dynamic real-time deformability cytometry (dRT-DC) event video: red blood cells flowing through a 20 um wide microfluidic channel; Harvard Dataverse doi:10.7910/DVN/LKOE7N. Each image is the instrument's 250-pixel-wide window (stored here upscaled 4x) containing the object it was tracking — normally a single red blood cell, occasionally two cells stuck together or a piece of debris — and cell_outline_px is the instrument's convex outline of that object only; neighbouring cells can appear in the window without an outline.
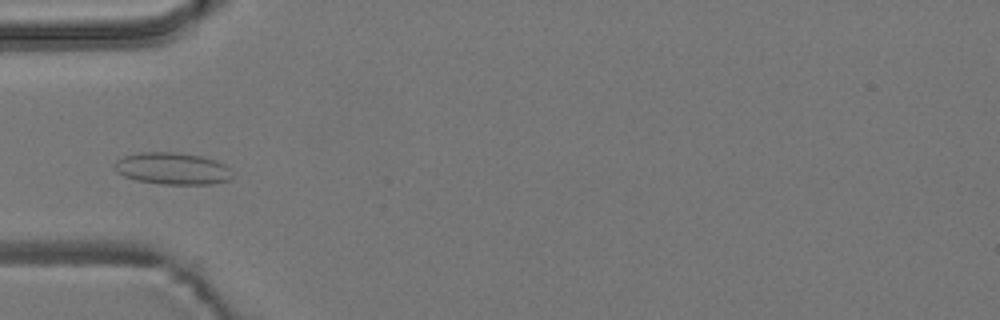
{"species": "common noctule bat (a hibernating species)", "species_latin": "Nyctalus noctula", "temperature_condition": "room temperature", "stored_images_in_passage": 7, "camera_frame_rate_fps": 3000, "um_per_image_px": 0.085, "animal": {"sex": "male", "body_mass_g": 19.2, "forearm_length_mm": 51.8}, "frame": {"image": 1, "passage_image": 5, "time_ms": 5.333, "image_size_px": [1000, 320], "cell_outline_px": [[232, 176], [228, 180], [212, 184], [164, 184], [136, 180], [124, 176], [116, 172], [112, 164], [116, 160], [124, 156], [140, 152], [176, 152], [200, 156], [216, 160], [224, 164], [228, 168]], "centroid_in_image_um": [14.61, 14.32], "position_along_channel_um": 70.4, "area_um2": 21.91}}
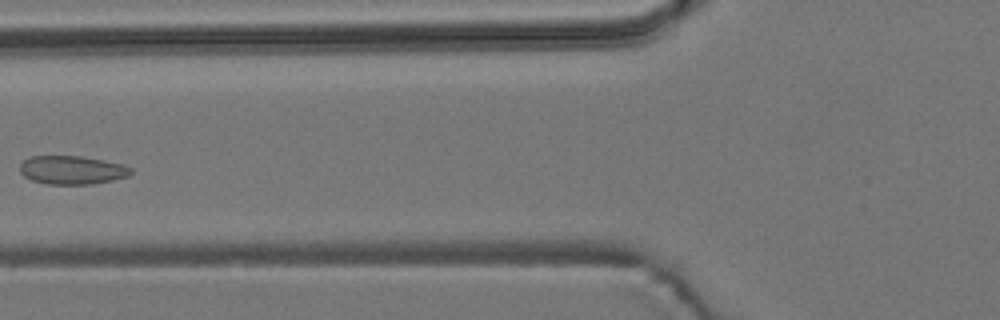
{"frame": {"image": 2, "passage_image": 6, "time_ms": 6.667, "image_size_px": [1000, 320], "cell_outline_px": [[132, 172], [128, 176], [112, 180], [92, 184], [48, 184], [32, 180], [24, 176], [20, 172], [20, 164], [24, 160], [32, 156], [80, 156], [104, 160], [124, 164], [132, 168]], "centroid_in_image_um": [6.14, 14.45], "position_along_channel_um": 119.7, "area_um2": 18.44}}
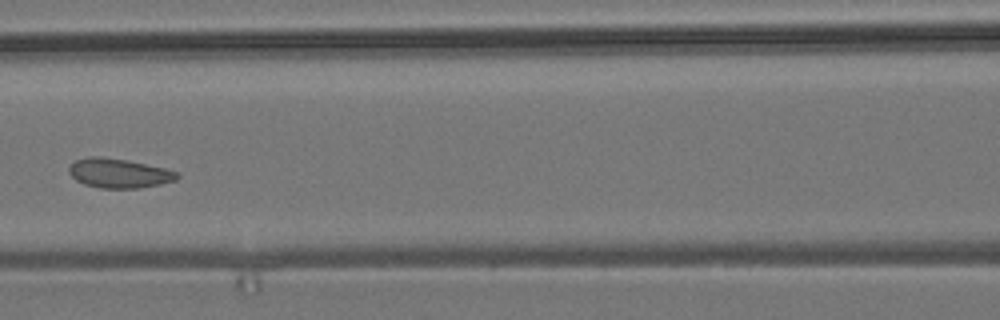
{"frame": {"image": 3, "passage_image": 7, "time_ms": 7.667, "image_size_px": [1000, 320], "cell_outline_px": [[180, 176], [176, 180], [160, 184], [140, 188], [100, 188], [84, 184], [76, 180], [68, 172], [68, 168], [76, 160], [88, 156], [100, 156], [128, 160], [164, 168], [180, 172]], "centroid_in_image_um": [10.12, 14.72], "position_along_channel_um": 156.5, "area_um2": 18.61}}